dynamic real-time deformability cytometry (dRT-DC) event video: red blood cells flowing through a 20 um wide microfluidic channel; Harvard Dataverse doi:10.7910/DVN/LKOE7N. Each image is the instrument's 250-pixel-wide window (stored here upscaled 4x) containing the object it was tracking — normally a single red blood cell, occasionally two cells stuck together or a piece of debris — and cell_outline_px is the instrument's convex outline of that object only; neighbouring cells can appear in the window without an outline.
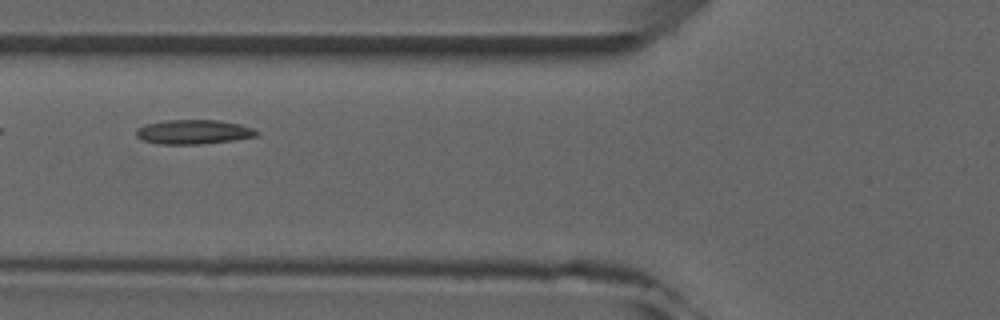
{"species": "common noctule bat (a hibernating species)", "species_latin": "Nyctalus noctula", "temperature_condition": "room temperature", "stored_images_in_passage": 8, "camera_frame_rate_fps": 3000, "um_per_image_px": 0.085, "animal": {"sex": "male", "forearm_length_mm": 52.5}, "frame": {"image": 1, "passage_image": 5, "time_ms": 4.667, "image_size_px": [1000, 320], "cell_outline_px": [[260, 132], [256, 136], [232, 140], [200, 144], [160, 144], [140, 140], [136, 136], [136, 128], [144, 124], [164, 120], [220, 120], [240, 124], [252, 128]], "centroid_in_image_um": [16.4, 11.21], "position_along_channel_um": 109.4, "area_um2": 17.22}}
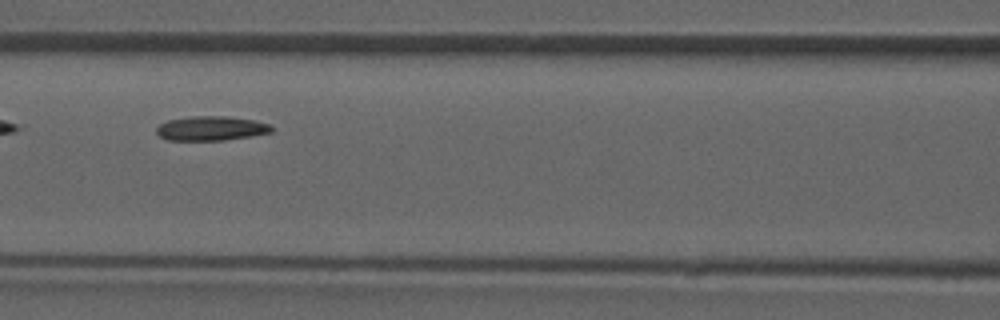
{"frame": {"image": 2, "passage_image": 6, "time_ms": 5.667, "image_size_px": [1000, 320], "cell_outline_px": [[272, 132], [252, 136], [224, 140], [168, 140], [160, 136], [156, 132], [156, 128], [160, 124], [168, 120], [192, 116], [228, 116], [256, 120], [268, 124], [272, 128]], "centroid_in_image_um": [17.95, 10.91], "position_along_channel_um": 148.7, "area_um2": 16.36}}